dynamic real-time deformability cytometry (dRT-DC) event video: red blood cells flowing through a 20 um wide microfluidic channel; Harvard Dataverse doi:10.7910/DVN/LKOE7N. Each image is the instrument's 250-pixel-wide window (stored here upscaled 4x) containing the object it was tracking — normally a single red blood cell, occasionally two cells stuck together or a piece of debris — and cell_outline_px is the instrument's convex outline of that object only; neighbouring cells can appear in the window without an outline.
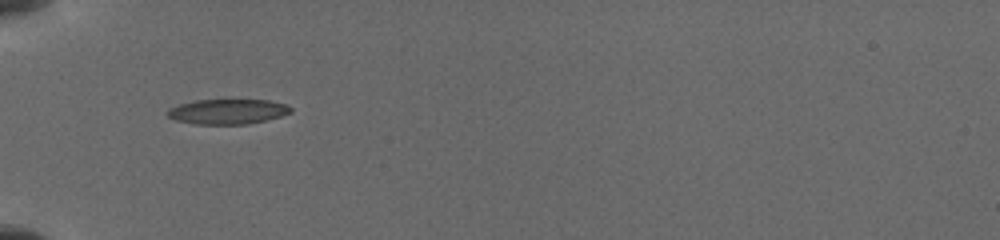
{"species": "common noctule bat (a hibernating species)", "species_latin": "Nyctalus noctula", "temperature_condition": "cold", "stored_images_in_passage": 13, "camera_frame_rate_fps": 3000, "um_per_image_px": 0.085, "animal": {"sex": "female", "body_mass_g": 19.5, "forearm_length_mm": 54.1}, "frame": {"image": 1, "passage_image": 1, "time_ms": 0.0, "image_size_px": [1000, 240], "cell_outline_px": [[292, 112], [280, 116], [248, 124], [196, 124], [176, 120], [168, 116], [164, 112], [168, 108], [180, 104], [196, 100], [268, 100], [288, 104], [292, 108]], "centroid_in_image_um": [19.34, 9.48], "position_along_channel_um": 65.7, "area_um2": 17.98}}
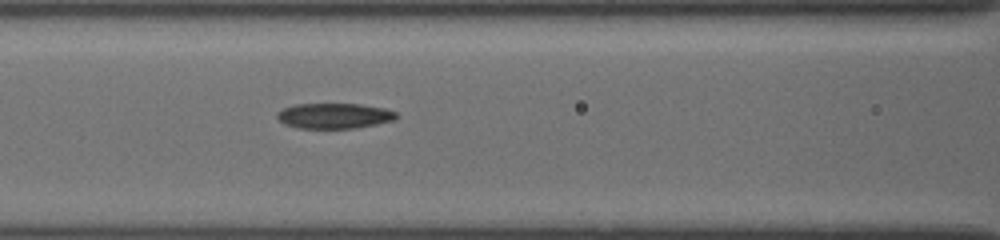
{"frame": {"image": 2, "passage_image": 9, "time_ms": 2.0, "image_size_px": [1000, 240], "cell_outline_px": [[396, 120], [376, 124], [352, 128], [300, 128], [284, 124], [276, 116], [276, 112], [284, 108], [296, 104], [360, 104], [384, 108], [396, 112]], "centroid_in_image_um": [28.4, 9.84], "position_along_channel_um": 138.2, "area_um2": 17.51}}
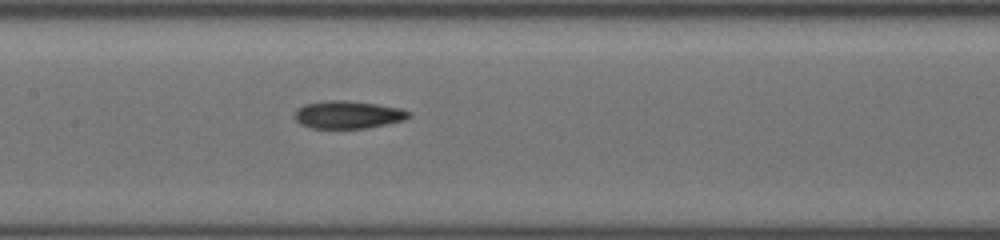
{"frame": {"image": 3, "passage_image": 13, "time_ms": 3.0, "image_size_px": [1000, 240], "cell_outline_px": [[412, 116], [404, 120], [368, 128], [312, 128], [300, 124], [292, 116], [296, 108], [304, 104], [332, 100], [344, 100], [376, 104], [400, 108], [412, 112]], "centroid_in_image_um": [29.56, 9.75], "position_along_channel_um": 177.8, "area_um2": 18.55}}